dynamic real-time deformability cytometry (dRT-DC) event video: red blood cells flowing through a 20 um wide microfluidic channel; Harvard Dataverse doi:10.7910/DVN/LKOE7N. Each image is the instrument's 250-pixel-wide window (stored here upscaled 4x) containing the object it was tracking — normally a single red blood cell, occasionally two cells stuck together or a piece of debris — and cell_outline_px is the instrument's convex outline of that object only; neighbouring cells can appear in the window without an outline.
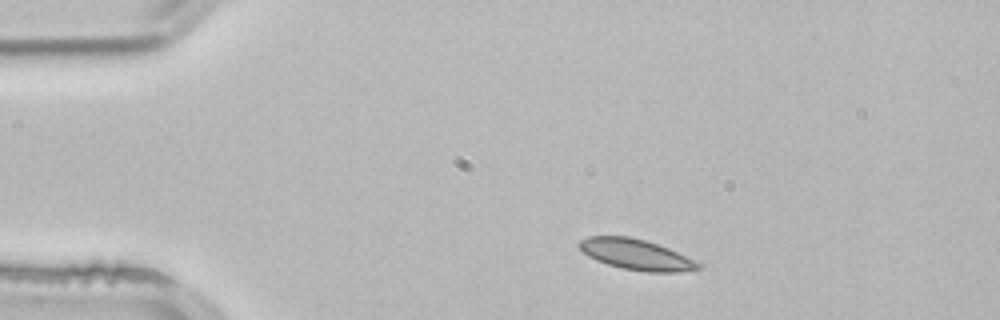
{"species": "common noctule bat (a hibernating species)", "species_latin": "Nyctalus noctula", "temperature_condition": "room temperature", "stored_images_in_passage": 2, "camera_frame_rate_fps": 3000, "um_per_image_px": 0.085, "animal": {"sex": "male", "body_mass_g": 21.5, "forearm_length_mm": 52.0}, "frame": {"image": 1, "passage_image": 1, "time_ms": 0.0, "image_size_px": [1000, 320], "cell_outline_px": [[704, 264], [700, 268], [680, 272], [648, 272], [620, 268], [596, 260], [588, 256], [576, 244], [580, 240], [588, 236], [628, 236], [644, 240], [668, 248]], "centroid_in_image_um": [54.07, 21.64], "position_along_channel_um": 30.9, "area_um2": 21.21}}